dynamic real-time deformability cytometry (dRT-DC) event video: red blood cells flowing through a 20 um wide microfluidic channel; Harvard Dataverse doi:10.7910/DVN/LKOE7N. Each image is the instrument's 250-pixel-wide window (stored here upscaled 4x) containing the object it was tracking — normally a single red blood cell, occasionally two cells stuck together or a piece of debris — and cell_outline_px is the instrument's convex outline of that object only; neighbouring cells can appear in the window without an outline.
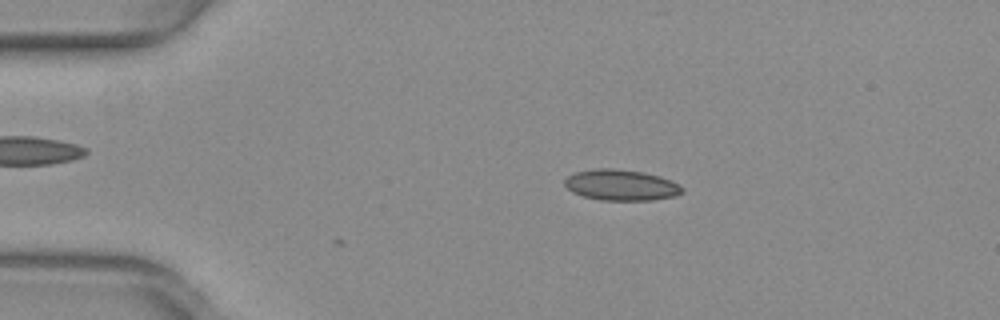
{"species": "common noctule bat (a hibernating species)", "species_latin": "Nyctalus noctula", "temperature_condition": "warm", "stored_images_in_passage": 7, "camera_frame_rate_fps": 3000, "um_per_image_px": 0.085, "animal": {"sex": "female", "body_mass_g": 29.2, "forearm_length_mm": 56.3}, "frame": {"image": 1, "passage_image": 7, "time_ms": 2.0, "image_size_px": [1000, 320], "cell_outline_px": [[684, 192], [676, 196], [652, 200], [600, 200], [584, 196], [572, 192], [564, 184], [564, 180], [568, 176], [576, 172], [596, 168], [612, 168], [644, 172], [660, 176], [684, 188]], "centroid_in_image_um": [52.79, 15.73], "position_along_channel_um": 32.2, "area_um2": 21.1}}